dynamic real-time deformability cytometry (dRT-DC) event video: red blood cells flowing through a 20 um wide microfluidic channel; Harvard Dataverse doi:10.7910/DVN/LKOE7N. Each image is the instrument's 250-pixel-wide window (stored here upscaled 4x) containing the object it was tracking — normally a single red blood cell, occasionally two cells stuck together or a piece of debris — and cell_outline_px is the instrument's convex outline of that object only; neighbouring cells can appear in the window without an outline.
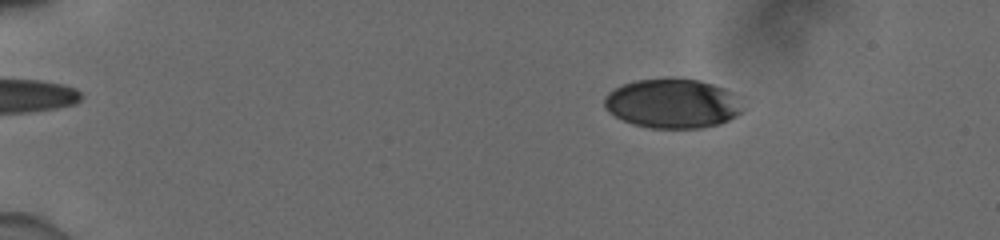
{"species": "human", "species_latin": "Homo sapiens", "temperature_condition": "cold", "stored_images_in_passage": 50, "camera_frame_rate_fps": 3000, "um_per_image_px": 0.085, "donor": {"sex": "male"}, "frame": {"image": 1, "passage_image": 5, "time_ms": 1.333, "image_size_px": [1000, 240], "cell_outline_px": [[740, 112], [736, 116], [720, 124], [700, 128], [648, 128], [632, 124], [608, 112], [604, 108], [604, 96], [608, 92], [620, 84], [636, 80], [664, 76], [672, 76], [700, 80], [724, 88], [728, 92]], "centroid_in_image_um": [57.02, 8.77], "position_along_channel_um": 28.0, "area_um2": 39.88}}
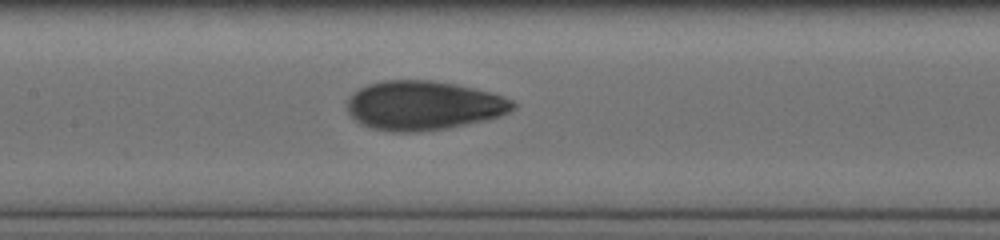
{"frame": {"image": 2, "passage_image": 24, "time_ms": 7.667, "image_size_px": [1000, 240], "cell_outline_px": [[516, 108], [500, 116], [484, 120], [444, 128], [420, 132], [392, 132], [372, 128], [360, 124], [348, 112], [348, 96], [352, 92], [368, 84], [384, 80], [432, 80], [456, 84], [492, 92], [504, 96], [512, 100], [516, 104]], "centroid_in_image_um": [35.99, 8.96], "position_along_channel_um": 171.4, "area_um2": 47.63}}
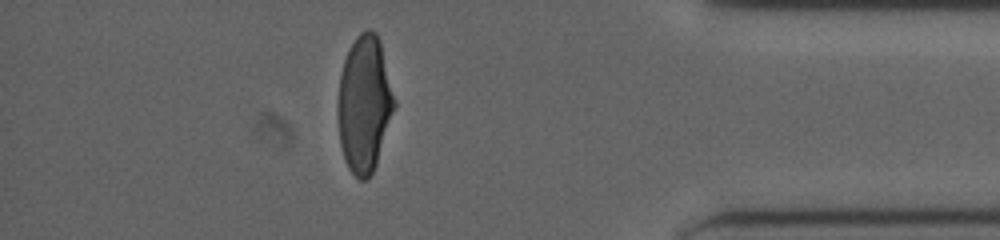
{"frame": {"image": 3, "passage_image": 44, "time_ms": 14.333, "image_size_px": [1000, 240], "cell_outline_px": [[396, 104], [376, 164], [372, 172], [364, 180], [360, 180], [348, 168], [344, 160], [340, 144], [336, 104], [340, 72], [348, 48], [356, 36], [360, 32], [368, 28], [376, 32], [380, 40], [396, 100]], "centroid_in_image_um": [30.95, 8.79], "position_along_channel_um": 404.2, "area_um2": 45.37}, "authors_computed_cell_mechanics": {"area_um2": 44.9395, "velocity_mm_per_s": 3.917, "shape_relaxation_time_tau1_ms": 4.5714, "shape_relaxation_time_tau2_ms": 0.9951, "deformation_change_tau1": 0.1816, "deformation_change_tau2": 0.0582}}